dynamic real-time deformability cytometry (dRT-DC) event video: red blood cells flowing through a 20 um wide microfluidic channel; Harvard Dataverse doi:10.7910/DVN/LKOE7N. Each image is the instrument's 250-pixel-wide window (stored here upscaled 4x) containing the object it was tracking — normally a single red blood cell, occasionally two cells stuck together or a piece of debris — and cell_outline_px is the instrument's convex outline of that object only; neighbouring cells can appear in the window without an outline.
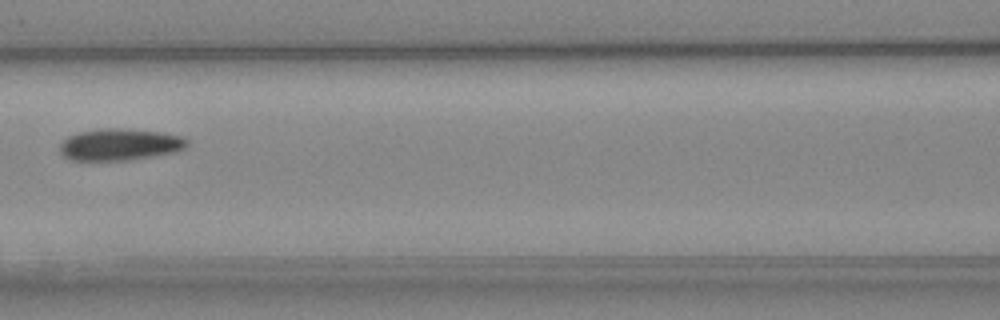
{"species": "Egyptian fruit bat (a non-hibernating species)", "species_latin": "Rousettus aegyptiacus", "temperature_condition": "cold", "stored_images_in_passage": 6, "camera_frame_rate_fps": 3000, "um_per_image_px": 0.085, "animal": {"sex": "female"}, "frame": {"image": 1, "passage_image": 6, "time_ms": 5.667, "image_size_px": [1000, 320], "cell_outline_px": [[188, 144], [184, 148], [176, 152], [128, 160], [68, 160], [60, 152], [60, 144], [68, 136], [80, 132], [104, 128], [116, 128], [160, 132], [184, 136], [188, 140]], "centroid_in_image_um": [10.19, 12.29], "position_along_channel_um": 156.4, "area_um2": 23.47}}